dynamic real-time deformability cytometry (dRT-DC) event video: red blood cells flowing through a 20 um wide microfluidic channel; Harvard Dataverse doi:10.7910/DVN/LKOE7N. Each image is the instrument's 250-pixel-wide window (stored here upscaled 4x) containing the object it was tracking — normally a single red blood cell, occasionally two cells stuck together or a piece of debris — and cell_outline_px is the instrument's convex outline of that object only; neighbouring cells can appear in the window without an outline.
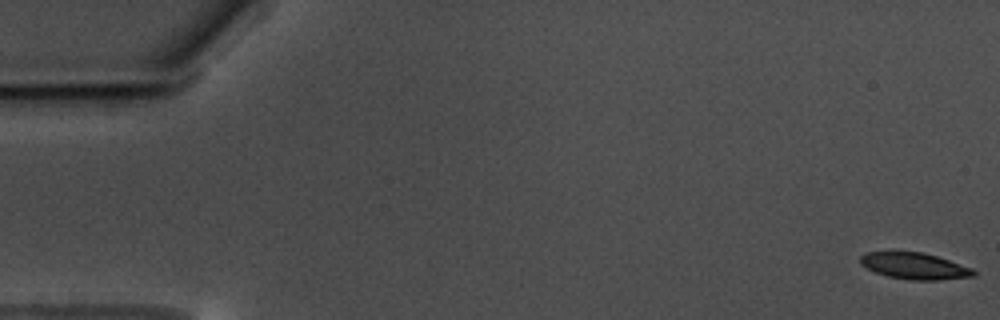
{"species": "common noctule bat (a hibernating species)", "species_latin": "Nyctalus noctula", "temperature_condition": "warm", "stored_images_in_passage": 59, "camera_frame_rate_fps": 3000, "um_per_image_px": 0.085, "animal": {"sex": "male", "body_mass_g": 17.5, "forearm_length_mm": 52.3}, "frame": {"image": 1, "passage_image": 1, "time_ms": 0.0, "image_size_px": [1000, 320], "cell_outline_px": [[976, 276], [940, 280], [912, 280], [888, 276], [876, 272], [860, 264], [860, 256], [868, 252], [924, 252], [972, 268], [976, 272]], "centroid_in_image_um": [77.76, 22.61], "position_along_channel_um": 7.2, "area_um2": 17.28}}
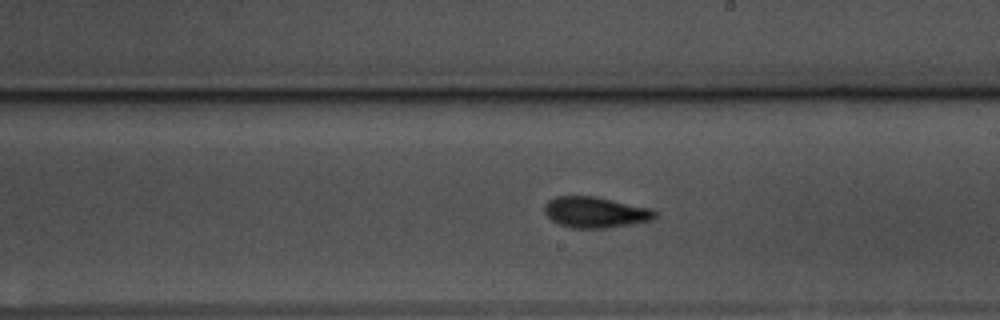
{"frame": {"image": 2, "passage_image": 34, "time_ms": 11.0, "image_size_px": [1000, 320], "cell_outline_px": [[656, 216], [652, 220], [604, 228], [572, 228], [556, 224], [544, 212], [544, 204], [548, 200], [556, 196], [596, 196], [652, 208], [656, 212]], "centroid_in_image_um": [50.58, 18.03], "position_along_channel_um": 238.4, "area_um2": 20.0}}
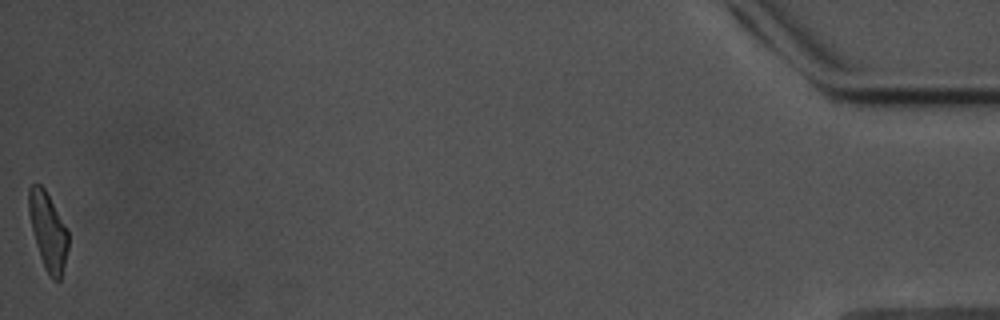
{"frame": {"image": 3, "passage_image": 59, "time_ms": 19.333, "image_size_px": [1000, 320], "cell_outline_px": [[68, 248], [60, 280], [52, 280], [40, 256], [36, 244], [28, 212], [28, 188], [32, 184], [40, 184], [44, 188], [68, 232]], "centroid_in_image_um": [4.06, 19.63], "position_along_channel_um": 431.1, "area_um2": 17.28}, "authors_computed_cell_mechanics": {"area_um2": 18.9006, "velocity_mm_per_s": 3.5099, "shape_relaxation_time_tau1_ms": 4.0786, "shape_relaxation_time_tau2_ms": 3.3897, "deformation_change_tau1": 0.1603, "deformation_change_tau2": 0.1121}}